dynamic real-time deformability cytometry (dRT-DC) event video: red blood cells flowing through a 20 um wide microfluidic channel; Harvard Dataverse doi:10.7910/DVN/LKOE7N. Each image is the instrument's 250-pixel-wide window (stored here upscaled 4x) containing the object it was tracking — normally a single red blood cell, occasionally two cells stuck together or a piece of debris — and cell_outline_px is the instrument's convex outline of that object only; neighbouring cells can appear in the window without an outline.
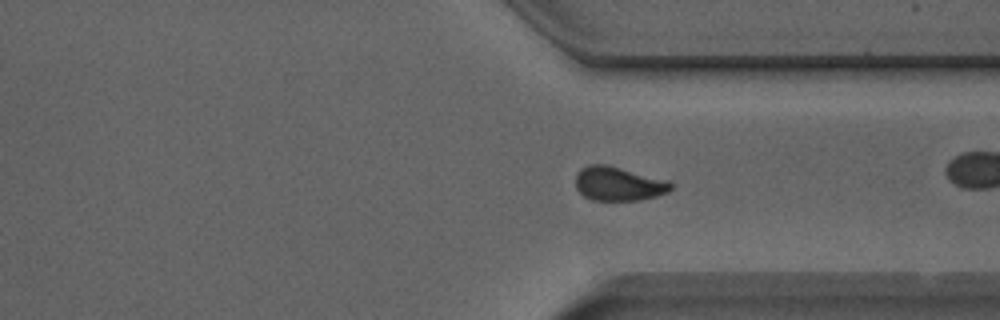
{"species": "Egyptian fruit bat (a non-hibernating species)", "species_latin": "Rousettus aegyptiacus", "temperature_condition": "room temperature", "stored_images_in_passage": 51, "camera_frame_rate_fps": 3000, "um_per_image_px": 0.085, "animal": {"sex": "male"}, "frame": {"image": 1, "passage_image": 37, "time_ms": 12.0, "image_size_px": [1000, 320], "cell_outline_px": [[672, 188], [668, 192], [656, 196], [640, 200], [592, 200], [584, 196], [576, 188], [576, 172], [580, 168], [588, 164], [604, 164], [668, 180], [672, 184]], "centroid_in_image_um": [52.55, 15.62], "position_along_channel_um": 358.9, "area_um2": 18.84}, "authors_computed_cell_mechanics": {"area_um2": 18.9006, "velocity_mm_per_s": 3.9571, "shape_relaxation_time_tau1_ms": 6.4329, "shape_relaxation_time_tau2_ms": 0.8646, "deformation_change_tau1": 0.1277, "deformation_change_tau2": 0.054}}